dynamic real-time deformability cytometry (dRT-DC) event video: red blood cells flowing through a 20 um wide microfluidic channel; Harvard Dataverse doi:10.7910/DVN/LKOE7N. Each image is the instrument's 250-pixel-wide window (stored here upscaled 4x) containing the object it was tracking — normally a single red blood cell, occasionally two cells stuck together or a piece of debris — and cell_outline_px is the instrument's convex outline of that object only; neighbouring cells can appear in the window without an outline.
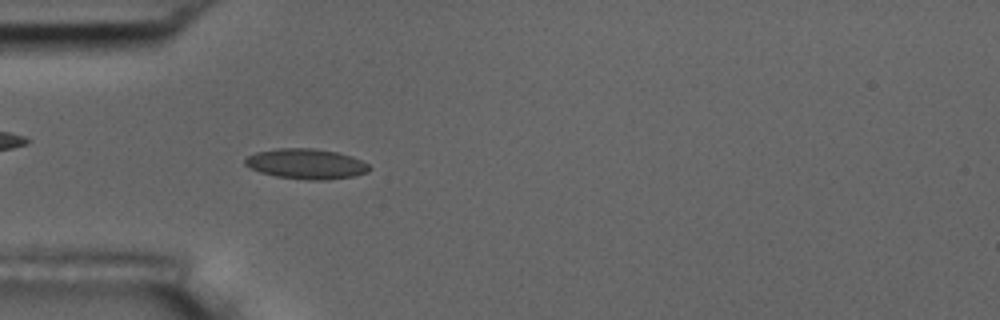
{"species": "common noctule bat (a hibernating species)", "species_latin": "Nyctalus noctula", "temperature_condition": "room temperature", "stored_images_in_passage": 4, "camera_frame_rate_fps": 3000, "um_per_image_px": 0.085, "animal": {"sex": "male", "body_mass_g": 17.5, "forearm_length_mm": 52.3}, "frame": {"image": 1, "passage_image": 4, "time_ms": 4.333, "image_size_px": [1000, 320], "cell_outline_px": [[372, 168], [368, 172], [352, 176], [324, 180], [308, 180], [276, 176], [260, 172], [244, 164], [244, 160], [248, 156], [256, 152], [276, 148], [312, 148], [336, 152], [352, 156], [368, 164]], "centroid_in_image_um": [26.03, 13.92], "position_along_channel_um": 59.0, "area_um2": 21.79}}